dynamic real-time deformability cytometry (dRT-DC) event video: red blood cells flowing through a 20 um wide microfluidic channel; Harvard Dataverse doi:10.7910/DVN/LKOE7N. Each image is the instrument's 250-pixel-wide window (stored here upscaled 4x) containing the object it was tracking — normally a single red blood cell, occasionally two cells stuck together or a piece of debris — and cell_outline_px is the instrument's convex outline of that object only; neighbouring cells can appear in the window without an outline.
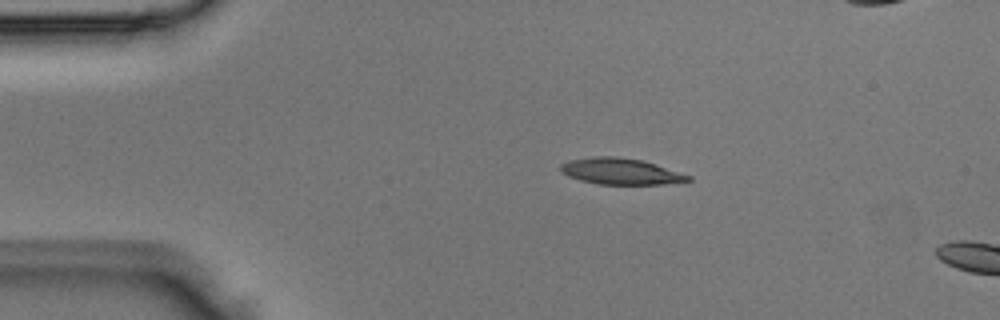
{"species": "Egyptian fruit bat (a non-hibernating species)", "species_latin": "Rousettus aegyptiacus", "temperature_condition": "room temperature", "stored_images_in_passage": 3, "camera_frame_rate_fps": 3000, "um_per_image_px": 0.085, "animal": {"sex": "male"}, "frame": {"image": 1, "passage_image": 2, "time_ms": 0.333, "image_size_px": [1000, 320], "cell_outline_px": [[692, 180], [664, 184], [600, 184], [580, 180], [568, 176], [560, 172], [560, 164], [568, 160], [596, 156], [616, 156], [640, 160], [656, 164], [692, 176]], "centroid_in_image_um": [52.73, 14.56], "position_along_channel_um": 32.3, "area_um2": 19.48}}